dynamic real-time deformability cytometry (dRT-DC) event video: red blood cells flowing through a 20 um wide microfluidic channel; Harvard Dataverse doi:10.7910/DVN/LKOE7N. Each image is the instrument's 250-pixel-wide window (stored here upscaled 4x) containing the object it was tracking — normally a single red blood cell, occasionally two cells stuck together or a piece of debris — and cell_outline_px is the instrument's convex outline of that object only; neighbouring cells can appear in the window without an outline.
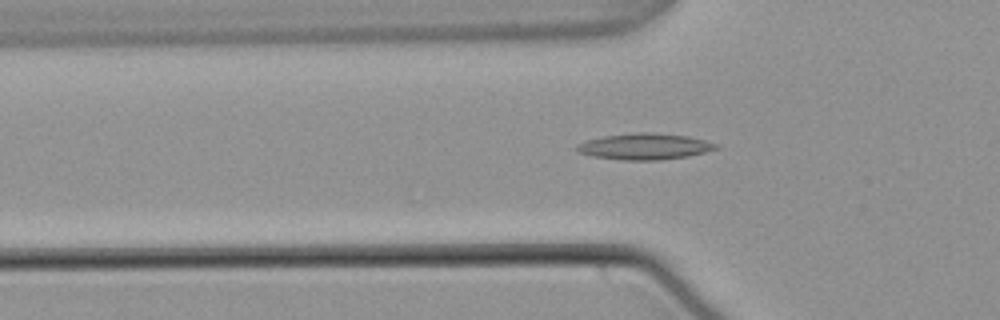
{"species": "common noctule bat (a hibernating species)", "species_latin": "Nyctalus noctula", "temperature_condition": "warm", "stored_images_in_passage": 54, "camera_frame_rate_fps": 3000, "um_per_image_px": 0.085, "animal": {"sex": "male", "body_mass_g": 21.5, "forearm_length_mm": 52.0}, "frame": {"image": 1, "passage_image": 18, "time_ms": 5.667, "image_size_px": [1000, 320], "cell_outline_px": [[720, 148], [688, 156], [660, 160], [620, 160], [592, 156], [576, 152], [572, 148], [576, 144], [584, 140], [604, 136], [640, 132], [652, 132], [688, 136], [704, 140], [716, 144]], "centroid_in_image_um": [54.71, 12.45], "position_along_channel_um": 71.1, "area_um2": 21.44}}
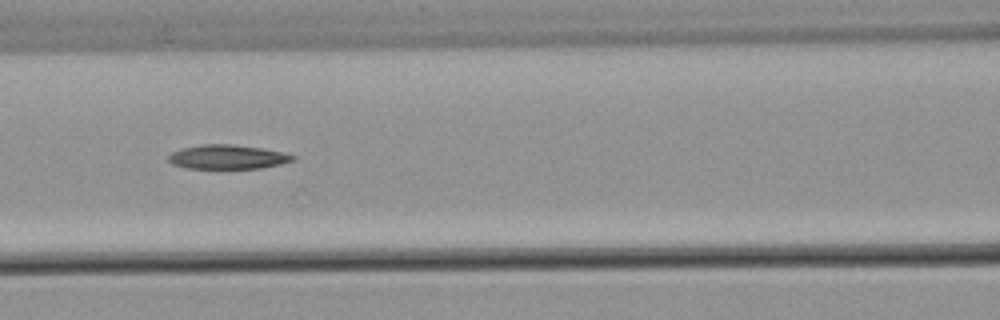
{"frame": {"image": 2, "passage_image": 24, "time_ms": 7.667, "image_size_px": [1000, 320], "cell_outline_px": [[296, 156], [292, 160], [280, 164], [260, 168], [188, 168], [172, 164], [168, 160], [168, 156], [172, 152], [180, 148], [204, 144], [232, 144], [260, 148], [284, 152]], "centroid_in_image_um": [19.31, 13.33], "position_along_channel_um": 147.3, "area_um2": 17.4}}
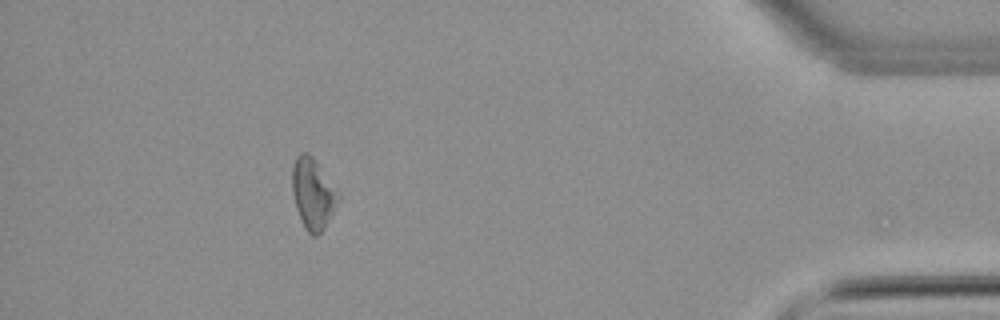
{"frame": {"image": 3, "passage_image": 49, "time_ms": 16.0, "image_size_px": [1000, 320], "cell_outline_px": [[340, 200], [324, 228], [316, 236], [312, 236], [304, 228], [300, 220], [296, 208], [292, 192], [292, 164], [296, 156], [300, 152], [308, 152], [312, 156], [340, 192]], "centroid_in_image_um": [26.6, 16.45], "position_along_channel_um": 408.6, "area_um2": 19.31}}